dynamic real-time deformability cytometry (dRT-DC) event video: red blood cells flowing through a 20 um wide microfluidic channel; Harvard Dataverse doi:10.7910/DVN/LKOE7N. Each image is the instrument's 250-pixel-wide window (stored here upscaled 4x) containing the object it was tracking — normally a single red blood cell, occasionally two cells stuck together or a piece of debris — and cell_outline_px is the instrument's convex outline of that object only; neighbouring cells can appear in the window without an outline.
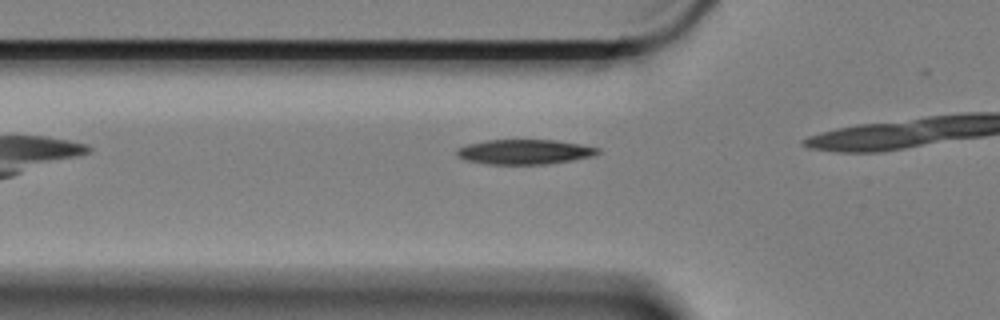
{"species": "Egyptian fruit bat (a non-hibernating species)", "species_latin": "Rousettus aegyptiacus", "temperature_condition": "cold", "stored_images_in_passage": 8, "camera_frame_rate_fps": 3000, "um_per_image_px": 0.085, "animal": {"sex": "female"}, "frame": {"image": 1, "passage_image": 3, "time_ms": 0.667, "image_size_px": [1000, 320], "cell_outline_px": [[600, 152], [592, 156], [572, 160], [544, 164], [488, 164], [464, 160], [456, 156], [456, 148], [468, 144], [488, 140], [556, 140], [580, 144], [600, 148]], "centroid_in_image_um": [44.56, 12.9], "position_along_channel_um": 81.2, "area_um2": 20.4}}
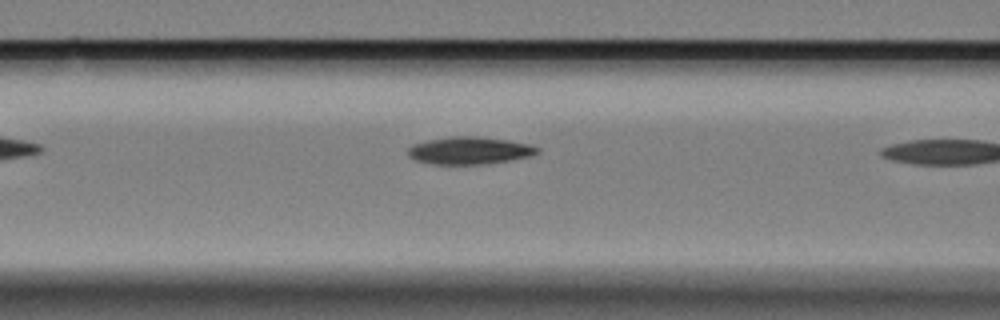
{"frame": {"image": 2, "passage_image": 7, "time_ms": 2.0, "image_size_px": [1000, 320], "cell_outline_px": [[540, 152], [528, 156], [508, 160], [480, 164], [432, 164], [416, 160], [408, 156], [408, 148], [412, 144], [428, 140], [452, 136], [476, 136], [508, 140], [532, 144], [540, 148]], "centroid_in_image_um": [39.9, 12.78], "position_along_channel_um": 126.7, "area_um2": 20.58}}